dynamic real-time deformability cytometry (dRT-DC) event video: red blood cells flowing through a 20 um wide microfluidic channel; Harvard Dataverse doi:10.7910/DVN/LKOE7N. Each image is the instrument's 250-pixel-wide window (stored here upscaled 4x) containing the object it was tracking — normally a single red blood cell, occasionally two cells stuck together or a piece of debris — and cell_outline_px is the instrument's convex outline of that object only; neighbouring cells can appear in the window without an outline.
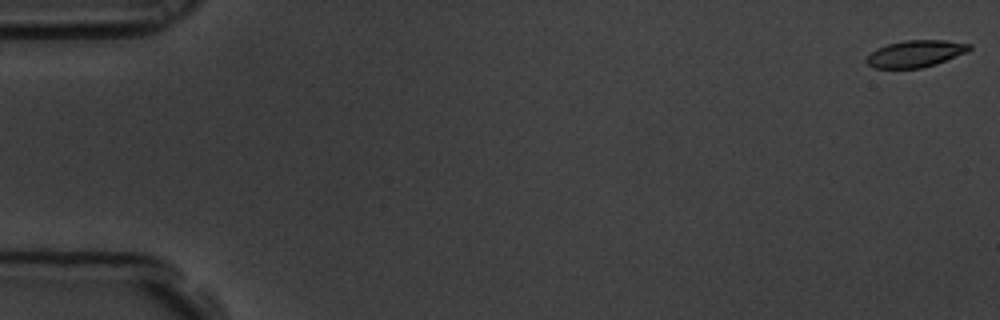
{"species": "common noctule bat (a hibernating species)", "species_latin": "Nyctalus noctula", "temperature_condition": "room temperature", "stored_images_in_passage": 53, "camera_frame_rate_fps": 3000, "um_per_image_px": 0.085, "animal": {"sex": "male", "body_mass_g": 19.5, "forearm_length_mm": 54.6}, "frame": {"image": 1, "passage_image": 1, "time_ms": 0.0, "image_size_px": [1000, 320], "cell_outline_px": [[972, 48], [968, 52], [936, 64], [920, 68], [872, 68], [864, 60], [876, 48], [888, 44], [904, 40], [944, 40], [972, 44]], "centroid_in_image_um": [77.83, 4.56], "position_along_channel_um": 7.2, "area_um2": 16.18}}
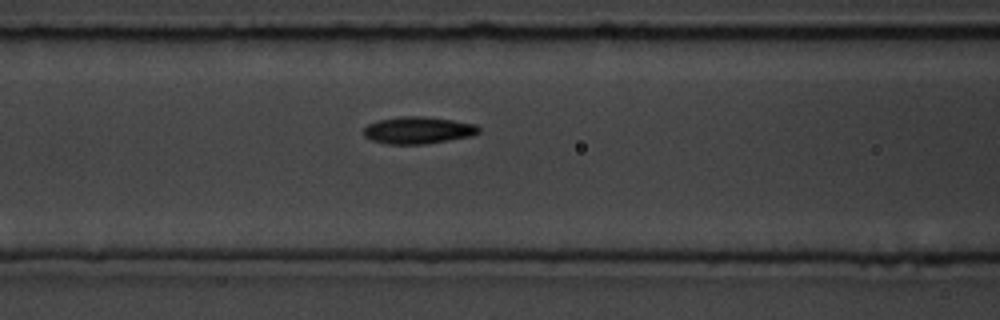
{"frame": {"image": 2, "passage_image": 25, "time_ms": 8.0, "image_size_px": [1000, 320], "cell_outline_px": [[480, 132], [472, 136], [424, 144], [388, 144], [372, 140], [364, 136], [364, 128], [368, 124], [376, 120], [400, 116], [424, 116], [452, 120], [476, 124], [480, 128]], "centroid_in_image_um": [35.53, 11.06], "position_along_channel_um": 131.1, "area_um2": 18.21}}
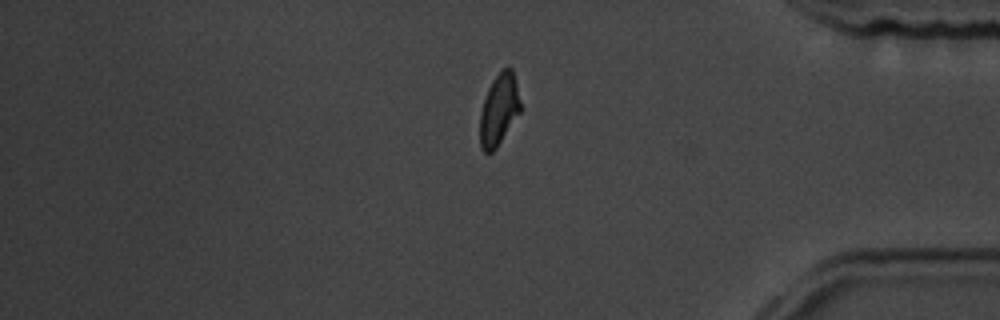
{"frame": {"image": 3, "passage_image": 50, "time_ms": 16.333, "image_size_px": [1000, 320], "cell_outline_px": [[520, 112], [496, 148], [492, 152], [484, 152], [480, 148], [480, 112], [488, 88], [492, 80], [504, 68], [512, 68], [516, 80], [520, 100]], "centroid_in_image_um": [42.41, 9.32], "position_along_channel_um": 392.8, "area_um2": 16.7}, "authors_computed_cell_mechanics": {"area_um2": 17.4556, "velocity_mm_per_s": 3.4506, "shape_relaxation_time_tau1_ms": 3.3837, "shape_relaxation_time_tau2_ms": 2.7079, "deformation_change_tau1": 0.1419, "deformation_change_tau2": 0.0854}}